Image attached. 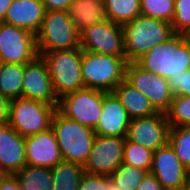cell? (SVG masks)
I'll list each match as a JSON object with an SVG mask.
<instances>
[{
    "label": "cell",
    "mask_w": 190,
    "mask_h": 190,
    "mask_svg": "<svg viewBox=\"0 0 190 190\" xmlns=\"http://www.w3.org/2000/svg\"><path fill=\"white\" fill-rule=\"evenodd\" d=\"M126 62H135L152 47L164 43L175 32L170 22L138 15L122 25Z\"/></svg>",
    "instance_id": "cell-1"
},
{
    "label": "cell",
    "mask_w": 190,
    "mask_h": 190,
    "mask_svg": "<svg viewBox=\"0 0 190 190\" xmlns=\"http://www.w3.org/2000/svg\"><path fill=\"white\" fill-rule=\"evenodd\" d=\"M135 63L148 72L169 79L190 69V47L182 34L175 33L164 43L152 47Z\"/></svg>",
    "instance_id": "cell-2"
},
{
    "label": "cell",
    "mask_w": 190,
    "mask_h": 190,
    "mask_svg": "<svg viewBox=\"0 0 190 190\" xmlns=\"http://www.w3.org/2000/svg\"><path fill=\"white\" fill-rule=\"evenodd\" d=\"M51 128L55 133L62 159L84 166L96 136L94 129L65 117L58 110L53 115Z\"/></svg>",
    "instance_id": "cell-3"
},
{
    "label": "cell",
    "mask_w": 190,
    "mask_h": 190,
    "mask_svg": "<svg viewBox=\"0 0 190 190\" xmlns=\"http://www.w3.org/2000/svg\"><path fill=\"white\" fill-rule=\"evenodd\" d=\"M46 62L52 85L58 99L85 88L82 72V48L38 53Z\"/></svg>",
    "instance_id": "cell-4"
},
{
    "label": "cell",
    "mask_w": 190,
    "mask_h": 190,
    "mask_svg": "<svg viewBox=\"0 0 190 190\" xmlns=\"http://www.w3.org/2000/svg\"><path fill=\"white\" fill-rule=\"evenodd\" d=\"M35 37L37 53L80 47V33L68 11L45 10L41 27Z\"/></svg>",
    "instance_id": "cell-5"
},
{
    "label": "cell",
    "mask_w": 190,
    "mask_h": 190,
    "mask_svg": "<svg viewBox=\"0 0 190 190\" xmlns=\"http://www.w3.org/2000/svg\"><path fill=\"white\" fill-rule=\"evenodd\" d=\"M126 64L123 57L82 50L81 72L85 88L112 92L124 80Z\"/></svg>",
    "instance_id": "cell-6"
},
{
    "label": "cell",
    "mask_w": 190,
    "mask_h": 190,
    "mask_svg": "<svg viewBox=\"0 0 190 190\" xmlns=\"http://www.w3.org/2000/svg\"><path fill=\"white\" fill-rule=\"evenodd\" d=\"M57 107L23 97L10 100L8 125L22 137L38 134L51 128Z\"/></svg>",
    "instance_id": "cell-7"
},
{
    "label": "cell",
    "mask_w": 190,
    "mask_h": 190,
    "mask_svg": "<svg viewBox=\"0 0 190 190\" xmlns=\"http://www.w3.org/2000/svg\"><path fill=\"white\" fill-rule=\"evenodd\" d=\"M103 105V91L83 88L59 99L57 110L79 124L95 129Z\"/></svg>",
    "instance_id": "cell-8"
},
{
    "label": "cell",
    "mask_w": 190,
    "mask_h": 190,
    "mask_svg": "<svg viewBox=\"0 0 190 190\" xmlns=\"http://www.w3.org/2000/svg\"><path fill=\"white\" fill-rule=\"evenodd\" d=\"M80 47L91 53L123 57L126 60L122 25L109 19L83 30L80 33Z\"/></svg>",
    "instance_id": "cell-9"
},
{
    "label": "cell",
    "mask_w": 190,
    "mask_h": 190,
    "mask_svg": "<svg viewBox=\"0 0 190 190\" xmlns=\"http://www.w3.org/2000/svg\"><path fill=\"white\" fill-rule=\"evenodd\" d=\"M38 56L36 37L30 31L0 22V59L2 63L28 64Z\"/></svg>",
    "instance_id": "cell-10"
},
{
    "label": "cell",
    "mask_w": 190,
    "mask_h": 190,
    "mask_svg": "<svg viewBox=\"0 0 190 190\" xmlns=\"http://www.w3.org/2000/svg\"><path fill=\"white\" fill-rule=\"evenodd\" d=\"M124 79L142 92L158 112L165 113L173 99L168 80L148 72L135 62H128L125 67Z\"/></svg>",
    "instance_id": "cell-11"
},
{
    "label": "cell",
    "mask_w": 190,
    "mask_h": 190,
    "mask_svg": "<svg viewBox=\"0 0 190 190\" xmlns=\"http://www.w3.org/2000/svg\"><path fill=\"white\" fill-rule=\"evenodd\" d=\"M149 172L164 190H184L190 183V172L182 165L169 143L154 151Z\"/></svg>",
    "instance_id": "cell-12"
},
{
    "label": "cell",
    "mask_w": 190,
    "mask_h": 190,
    "mask_svg": "<svg viewBox=\"0 0 190 190\" xmlns=\"http://www.w3.org/2000/svg\"><path fill=\"white\" fill-rule=\"evenodd\" d=\"M124 137L96 135L83 168L91 174L110 176L122 163Z\"/></svg>",
    "instance_id": "cell-13"
},
{
    "label": "cell",
    "mask_w": 190,
    "mask_h": 190,
    "mask_svg": "<svg viewBox=\"0 0 190 190\" xmlns=\"http://www.w3.org/2000/svg\"><path fill=\"white\" fill-rule=\"evenodd\" d=\"M170 128L165 113L158 112L152 116L131 119L126 138L155 151L168 144Z\"/></svg>",
    "instance_id": "cell-14"
},
{
    "label": "cell",
    "mask_w": 190,
    "mask_h": 190,
    "mask_svg": "<svg viewBox=\"0 0 190 190\" xmlns=\"http://www.w3.org/2000/svg\"><path fill=\"white\" fill-rule=\"evenodd\" d=\"M22 97L58 106L59 99L54 92L47 64L41 56L24 65Z\"/></svg>",
    "instance_id": "cell-15"
},
{
    "label": "cell",
    "mask_w": 190,
    "mask_h": 190,
    "mask_svg": "<svg viewBox=\"0 0 190 190\" xmlns=\"http://www.w3.org/2000/svg\"><path fill=\"white\" fill-rule=\"evenodd\" d=\"M25 152L31 166L53 168L63 160L52 128L25 137Z\"/></svg>",
    "instance_id": "cell-16"
},
{
    "label": "cell",
    "mask_w": 190,
    "mask_h": 190,
    "mask_svg": "<svg viewBox=\"0 0 190 190\" xmlns=\"http://www.w3.org/2000/svg\"><path fill=\"white\" fill-rule=\"evenodd\" d=\"M131 118L113 92L103 91L102 112L94 131L96 135L127 137Z\"/></svg>",
    "instance_id": "cell-17"
},
{
    "label": "cell",
    "mask_w": 190,
    "mask_h": 190,
    "mask_svg": "<svg viewBox=\"0 0 190 190\" xmlns=\"http://www.w3.org/2000/svg\"><path fill=\"white\" fill-rule=\"evenodd\" d=\"M26 164L25 137L8 124L0 125V170L15 174Z\"/></svg>",
    "instance_id": "cell-18"
},
{
    "label": "cell",
    "mask_w": 190,
    "mask_h": 190,
    "mask_svg": "<svg viewBox=\"0 0 190 190\" xmlns=\"http://www.w3.org/2000/svg\"><path fill=\"white\" fill-rule=\"evenodd\" d=\"M44 13L45 8L41 0H13L2 22L26 29L36 35Z\"/></svg>",
    "instance_id": "cell-19"
},
{
    "label": "cell",
    "mask_w": 190,
    "mask_h": 190,
    "mask_svg": "<svg viewBox=\"0 0 190 190\" xmlns=\"http://www.w3.org/2000/svg\"><path fill=\"white\" fill-rule=\"evenodd\" d=\"M112 92L126 109L131 119L148 117L158 113L150 100L125 79Z\"/></svg>",
    "instance_id": "cell-20"
},
{
    "label": "cell",
    "mask_w": 190,
    "mask_h": 190,
    "mask_svg": "<svg viewBox=\"0 0 190 190\" xmlns=\"http://www.w3.org/2000/svg\"><path fill=\"white\" fill-rule=\"evenodd\" d=\"M68 14L81 33L86 28L106 20L104 0H74Z\"/></svg>",
    "instance_id": "cell-21"
},
{
    "label": "cell",
    "mask_w": 190,
    "mask_h": 190,
    "mask_svg": "<svg viewBox=\"0 0 190 190\" xmlns=\"http://www.w3.org/2000/svg\"><path fill=\"white\" fill-rule=\"evenodd\" d=\"M53 178L52 190H77L85 169L82 165L62 160L51 168Z\"/></svg>",
    "instance_id": "cell-22"
},
{
    "label": "cell",
    "mask_w": 190,
    "mask_h": 190,
    "mask_svg": "<svg viewBox=\"0 0 190 190\" xmlns=\"http://www.w3.org/2000/svg\"><path fill=\"white\" fill-rule=\"evenodd\" d=\"M24 65L2 63L0 66V92L9 100L22 97Z\"/></svg>",
    "instance_id": "cell-23"
},
{
    "label": "cell",
    "mask_w": 190,
    "mask_h": 190,
    "mask_svg": "<svg viewBox=\"0 0 190 190\" xmlns=\"http://www.w3.org/2000/svg\"><path fill=\"white\" fill-rule=\"evenodd\" d=\"M105 16L110 21L123 25L141 14L140 0H104Z\"/></svg>",
    "instance_id": "cell-24"
},
{
    "label": "cell",
    "mask_w": 190,
    "mask_h": 190,
    "mask_svg": "<svg viewBox=\"0 0 190 190\" xmlns=\"http://www.w3.org/2000/svg\"><path fill=\"white\" fill-rule=\"evenodd\" d=\"M15 176L22 189H28L31 185L43 190H52L53 188L51 168L26 164L24 168L15 173Z\"/></svg>",
    "instance_id": "cell-25"
},
{
    "label": "cell",
    "mask_w": 190,
    "mask_h": 190,
    "mask_svg": "<svg viewBox=\"0 0 190 190\" xmlns=\"http://www.w3.org/2000/svg\"><path fill=\"white\" fill-rule=\"evenodd\" d=\"M147 171L121 163L110 175L112 185L118 190H137Z\"/></svg>",
    "instance_id": "cell-26"
},
{
    "label": "cell",
    "mask_w": 190,
    "mask_h": 190,
    "mask_svg": "<svg viewBox=\"0 0 190 190\" xmlns=\"http://www.w3.org/2000/svg\"><path fill=\"white\" fill-rule=\"evenodd\" d=\"M168 143L182 165L190 172V126L171 127Z\"/></svg>",
    "instance_id": "cell-27"
},
{
    "label": "cell",
    "mask_w": 190,
    "mask_h": 190,
    "mask_svg": "<svg viewBox=\"0 0 190 190\" xmlns=\"http://www.w3.org/2000/svg\"><path fill=\"white\" fill-rule=\"evenodd\" d=\"M153 153L154 151L133 143L126 138L123 146L122 163L139 167L149 172L153 161Z\"/></svg>",
    "instance_id": "cell-28"
},
{
    "label": "cell",
    "mask_w": 190,
    "mask_h": 190,
    "mask_svg": "<svg viewBox=\"0 0 190 190\" xmlns=\"http://www.w3.org/2000/svg\"><path fill=\"white\" fill-rule=\"evenodd\" d=\"M165 115L171 127L190 126V96L173 95Z\"/></svg>",
    "instance_id": "cell-29"
},
{
    "label": "cell",
    "mask_w": 190,
    "mask_h": 190,
    "mask_svg": "<svg viewBox=\"0 0 190 190\" xmlns=\"http://www.w3.org/2000/svg\"><path fill=\"white\" fill-rule=\"evenodd\" d=\"M141 14L172 22L174 16V0H140Z\"/></svg>",
    "instance_id": "cell-30"
},
{
    "label": "cell",
    "mask_w": 190,
    "mask_h": 190,
    "mask_svg": "<svg viewBox=\"0 0 190 190\" xmlns=\"http://www.w3.org/2000/svg\"><path fill=\"white\" fill-rule=\"evenodd\" d=\"M171 25L174 32L178 34L190 28V0H174V16Z\"/></svg>",
    "instance_id": "cell-31"
},
{
    "label": "cell",
    "mask_w": 190,
    "mask_h": 190,
    "mask_svg": "<svg viewBox=\"0 0 190 190\" xmlns=\"http://www.w3.org/2000/svg\"><path fill=\"white\" fill-rule=\"evenodd\" d=\"M111 184V179L108 175L85 172L77 190H107Z\"/></svg>",
    "instance_id": "cell-32"
},
{
    "label": "cell",
    "mask_w": 190,
    "mask_h": 190,
    "mask_svg": "<svg viewBox=\"0 0 190 190\" xmlns=\"http://www.w3.org/2000/svg\"><path fill=\"white\" fill-rule=\"evenodd\" d=\"M167 80L173 95L190 96V69Z\"/></svg>",
    "instance_id": "cell-33"
},
{
    "label": "cell",
    "mask_w": 190,
    "mask_h": 190,
    "mask_svg": "<svg viewBox=\"0 0 190 190\" xmlns=\"http://www.w3.org/2000/svg\"><path fill=\"white\" fill-rule=\"evenodd\" d=\"M137 190H164V188L151 172H147Z\"/></svg>",
    "instance_id": "cell-34"
},
{
    "label": "cell",
    "mask_w": 190,
    "mask_h": 190,
    "mask_svg": "<svg viewBox=\"0 0 190 190\" xmlns=\"http://www.w3.org/2000/svg\"><path fill=\"white\" fill-rule=\"evenodd\" d=\"M0 190H23L15 174H4L0 178Z\"/></svg>",
    "instance_id": "cell-35"
},
{
    "label": "cell",
    "mask_w": 190,
    "mask_h": 190,
    "mask_svg": "<svg viewBox=\"0 0 190 190\" xmlns=\"http://www.w3.org/2000/svg\"><path fill=\"white\" fill-rule=\"evenodd\" d=\"M45 10L68 11L69 6L74 0H41Z\"/></svg>",
    "instance_id": "cell-36"
},
{
    "label": "cell",
    "mask_w": 190,
    "mask_h": 190,
    "mask_svg": "<svg viewBox=\"0 0 190 190\" xmlns=\"http://www.w3.org/2000/svg\"><path fill=\"white\" fill-rule=\"evenodd\" d=\"M10 100L0 92V124H7L9 119Z\"/></svg>",
    "instance_id": "cell-37"
},
{
    "label": "cell",
    "mask_w": 190,
    "mask_h": 190,
    "mask_svg": "<svg viewBox=\"0 0 190 190\" xmlns=\"http://www.w3.org/2000/svg\"><path fill=\"white\" fill-rule=\"evenodd\" d=\"M13 0H0V22L5 18L7 9L10 7Z\"/></svg>",
    "instance_id": "cell-38"
},
{
    "label": "cell",
    "mask_w": 190,
    "mask_h": 190,
    "mask_svg": "<svg viewBox=\"0 0 190 190\" xmlns=\"http://www.w3.org/2000/svg\"><path fill=\"white\" fill-rule=\"evenodd\" d=\"M183 38L185 39L187 45L190 47V28L182 33Z\"/></svg>",
    "instance_id": "cell-39"
},
{
    "label": "cell",
    "mask_w": 190,
    "mask_h": 190,
    "mask_svg": "<svg viewBox=\"0 0 190 190\" xmlns=\"http://www.w3.org/2000/svg\"><path fill=\"white\" fill-rule=\"evenodd\" d=\"M23 190H43V189L40 187H34L31 185L28 189H23Z\"/></svg>",
    "instance_id": "cell-40"
},
{
    "label": "cell",
    "mask_w": 190,
    "mask_h": 190,
    "mask_svg": "<svg viewBox=\"0 0 190 190\" xmlns=\"http://www.w3.org/2000/svg\"><path fill=\"white\" fill-rule=\"evenodd\" d=\"M107 190H118V189H116L112 184L108 187V189Z\"/></svg>",
    "instance_id": "cell-41"
},
{
    "label": "cell",
    "mask_w": 190,
    "mask_h": 190,
    "mask_svg": "<svg viewBox=\"0 0 190 190\" xmlns=\"http://www.w3.org/2000/svg\"><path fill=\"white\" fill-rule=\"evenodd\" d=\"M184 190H190V183L188 184V186Z\"/></svg>",
    "instance_id": "cell-42"
},
{
    "label": "cell",
    "mask_w": 190,
    "mask_h": 190,
    "mask_svg": "<svg viewBox=\"0 0 190 190\" xmlns=\"http://www.w3.org/2000/svg\"><path fill=\"white\" fill-rule=\"evenodd\" d=\"M4 175V173L0 170V178Z\"/></svg>",
    "instance_id": "cell-43"
}]
</instances>
